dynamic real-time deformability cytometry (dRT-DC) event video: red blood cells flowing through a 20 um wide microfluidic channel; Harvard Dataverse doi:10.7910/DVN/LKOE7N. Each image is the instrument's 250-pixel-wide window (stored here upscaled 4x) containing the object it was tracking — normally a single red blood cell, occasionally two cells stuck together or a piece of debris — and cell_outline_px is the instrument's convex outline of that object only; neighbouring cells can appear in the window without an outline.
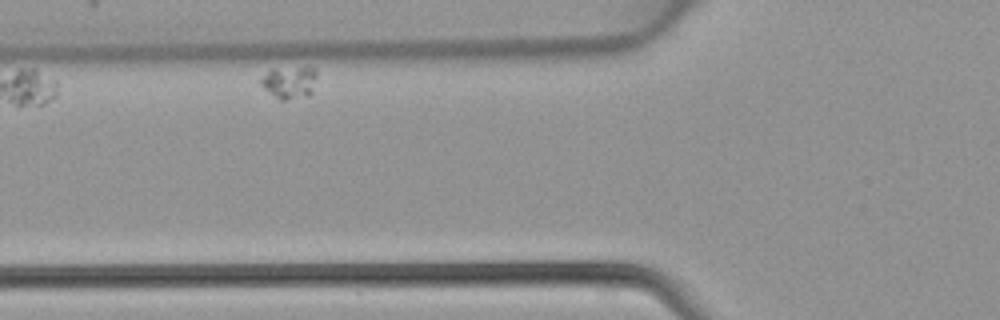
{"species": "common noctule bat (a hibernating species)", "species_latin": "Nyctalus noctula", "temperature_condition": "warm", "stored_images_in_passage": 3, "camera_frame_rate_fps": 3000, "um_per_image_px": 0.085, "animal": {"sex": "female", "body_mass_g": 22.7, "forearm_length_mm": 54.2}, "frame": {"image": 1, "passage_image": 2, "time_ms": 0.333, "image_size_px": [1000, 320], "cell_outline_px": [[316, 76], [312, 92], [308, 96], [284, 100], [280, 100], [264, 88], [260, 84], [260, 80], [272, 68], [312, 68], [316, 72]], "centroid_in_image_um": [24.6, 7.01], "position_along_channel_um": 101.2, "area_um2": 10.29}}